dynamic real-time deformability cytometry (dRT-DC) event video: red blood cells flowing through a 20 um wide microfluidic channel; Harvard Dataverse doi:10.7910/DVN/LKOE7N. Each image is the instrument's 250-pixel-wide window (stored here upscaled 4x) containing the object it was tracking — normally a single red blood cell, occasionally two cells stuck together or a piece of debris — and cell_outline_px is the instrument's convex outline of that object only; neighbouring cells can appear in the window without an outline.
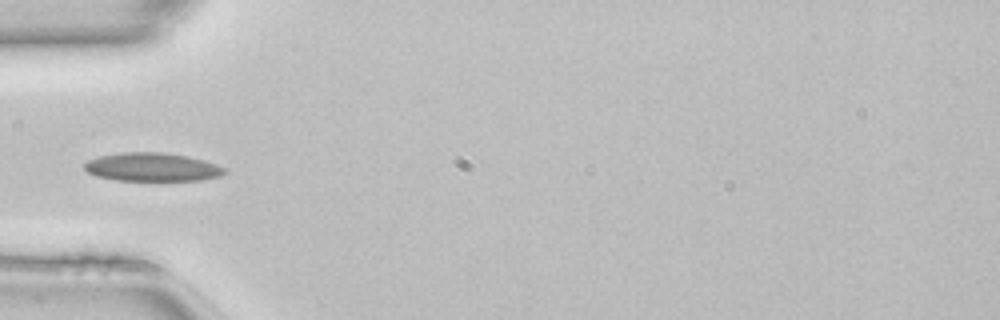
{"species": "common noctule bat (a hibernating species)", "species_latin": "Nyctalus noctula", "temperature_condition": "room temperature", "stored_images_in_passage": 34, "camera_frame_rate_fps": 3000, "um_per_image_px": 0.085, "animal": {"sex": "female", "body_mass_g": 22.7, "forearm_length_mm": 54.2}, "frame": {"image": 1, "passage_image": 1, "time_ms": 0.0, "image_size_px": [1000, 320], "cell_outline_px": [[228, 172], [220, 176], [200, 180], [116, 180], [96, 176], [88, 172], [84, 168], [84, 164], [88, 160], [100, 156], [124, 152], [164, 152], [188, 156], [204, 160], [216, 164], [224, 168]], "centroid_in_image_um": [12.95, 14.19], "position_along_channel_um": 72.1, "area_um2": 23.18}}
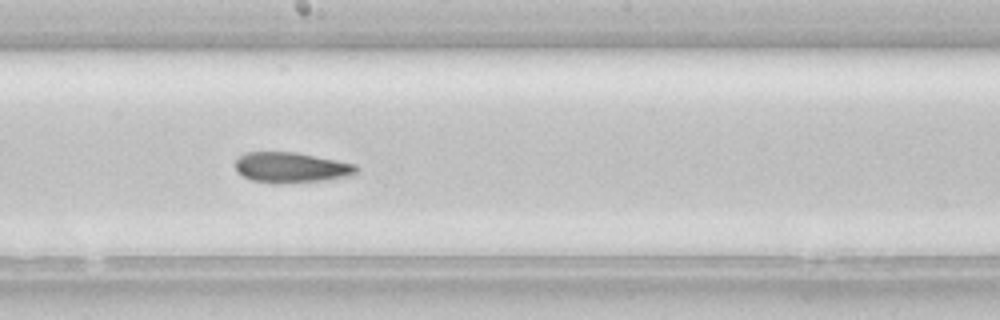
{"frame": {"image": 2, "passage_image": 12, "time_ms": 3.667, "image_size_px": [1000, 320], "cell_outline_px": [[360, 168], [356, 172], [348, 176], [324, 180], [280, 184], [272, 184], [252, 180], [236, 172], [236, 160], [244, 152], [296, 152], [356, 164]], "centroid_in_image_um": [24.74, 14.24], "position_along_channel_um": 223.5, "area_um2": 21.56}}
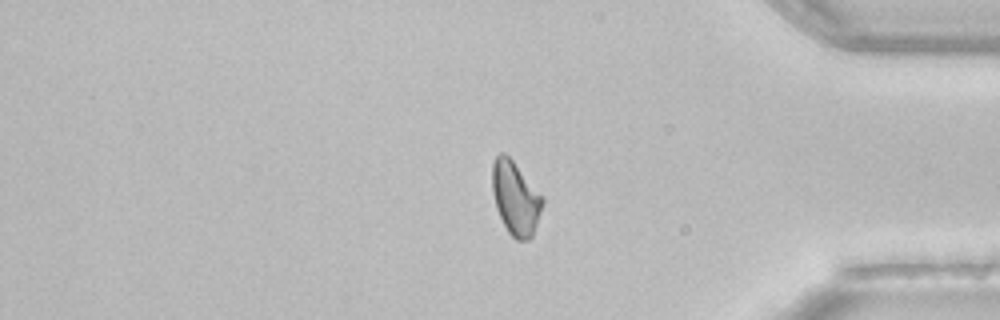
{"frame": {"image": 3, "passage_image": 26, "time_ms": 8.333, "image_size_px": [1000, 320], "cell_outline_px": [[544, 204], [532, 236], [528, 240], [516, 240], [508, 232], [496, 208], [492, 192], [492, 164], [496, 156], [500, 152], [504, 152], [512, 160], [544, 196]], "centroid_in_image_um": [43.82, 16.83], "position_along_channel_um": 391.4, "area_um2": 21.62}, "authors_computed_cell_mechanics": {"area_um2": 21.4438, "velocity_mm_per_s": 4.1163, "shape_relaxation_time_tau1_ms": null, "shape_relaxation_time_tau2_ms": 6.125, "deformation_change_tau1": null, "deformation_change_tau2": 0.1213}}